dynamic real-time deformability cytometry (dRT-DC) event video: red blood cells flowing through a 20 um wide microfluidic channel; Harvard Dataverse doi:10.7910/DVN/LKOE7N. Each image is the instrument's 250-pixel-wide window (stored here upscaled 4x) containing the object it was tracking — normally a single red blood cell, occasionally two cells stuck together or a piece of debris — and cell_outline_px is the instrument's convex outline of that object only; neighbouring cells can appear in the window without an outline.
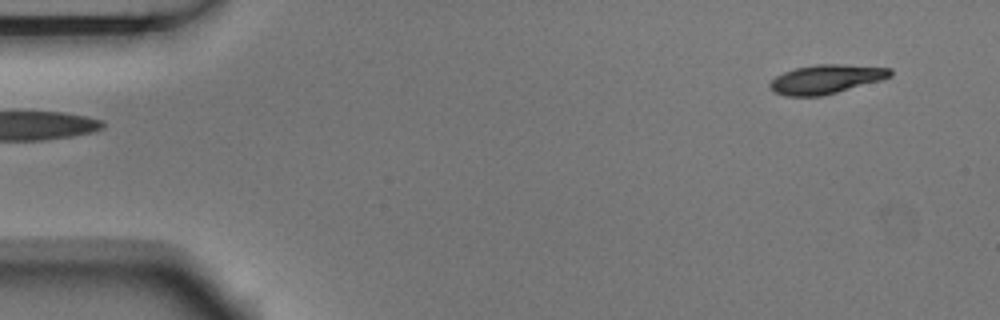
{"species": "Egyptian fruit bat (a non-hibernating species)", "species_latin": "Rousettus aegyptiacus", "temperature_condition": "room temperature", "stored_images_in_passage": 5, "segment_of_instrument_passage": [2, 2], "camera_frame_rate_fps": 3000, "um_per_image_px": 0.085, "animal": {"sex": "male"}, "frame": {"image": 1, "passage_image": 5, "time_ms": 1.333, "image_size_px": [1000, 320], "cell_outline_px": [[892, 76], [880, 80], [836, 92], [820, 96], [784, 96], [768, 88], [768, 84], [776, 76], [784, 72], [796, 68], [816, 64], [844, 64], [892, 68]], "centroid_in_image_um": [70.19, 6.72], "position_along_channel_um": 14.8, "area_um2": 20.23}}